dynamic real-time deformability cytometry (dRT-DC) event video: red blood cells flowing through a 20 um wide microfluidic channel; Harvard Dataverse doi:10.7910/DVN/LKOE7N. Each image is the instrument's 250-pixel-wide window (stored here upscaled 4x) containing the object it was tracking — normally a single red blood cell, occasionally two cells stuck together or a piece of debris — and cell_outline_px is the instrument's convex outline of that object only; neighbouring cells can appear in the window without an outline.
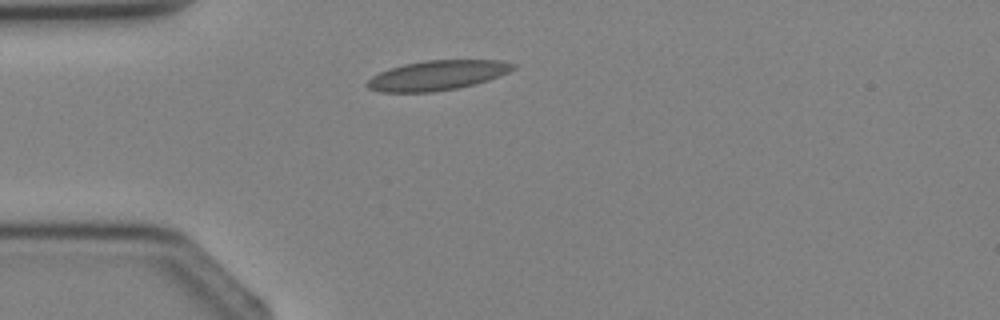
{"species": "Egyptian fruit bat (a non-hibernating species)", "species_latin": "Rousettus aegyptiacus", "temperature_condition": "cold", "stored_images_in_passage": 2, "camera_frame_rate_fps": 3000, "um_per_image_px": 0.085, "animal": {"sex": "female"}, "frame": {"image": 1, "passage_image": 2, "time_ms": 1.0, "image_size_px": [1000, 320], "cell_outline_px": [[516, 68], [500, 76], [476, 84], [460, 88], [432, 92], [380, 92], [368, 88], [364, 84], [372, 76], [388, 68], [404, 64], [424, 60], [500, 60], [516, 64]], "centroid_in_image_um": [37.17, 6.4], "position_along_channel_um": 47.8, "area_um2": 25.55}}